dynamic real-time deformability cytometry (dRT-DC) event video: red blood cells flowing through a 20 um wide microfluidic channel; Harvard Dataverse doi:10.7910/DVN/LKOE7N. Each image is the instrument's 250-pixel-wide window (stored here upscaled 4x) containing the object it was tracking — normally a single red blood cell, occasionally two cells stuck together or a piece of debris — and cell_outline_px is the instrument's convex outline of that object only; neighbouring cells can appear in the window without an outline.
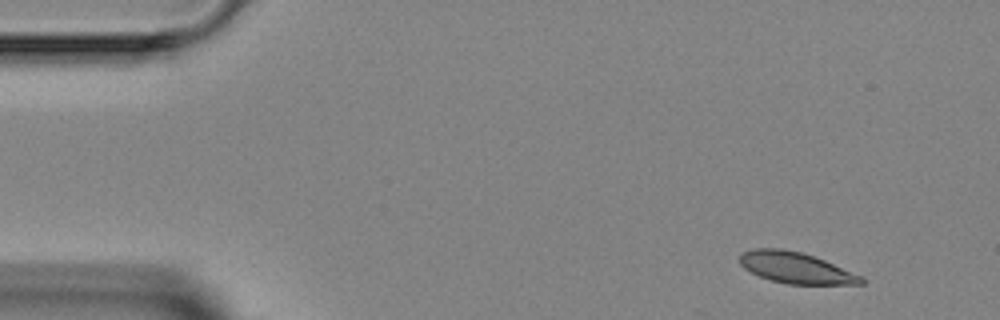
{"species": "Egyptian fruit bat (a non-hibernating species)", "species_latin": "Rousettus aegyptiacus", "temperature_condition": "room temperature", "stored_images_in_passage": 3, "camera_frame_rate_fps": 3000, "um_per_image_px": 0.085, "animal": {"sex": "female"}, "frame": {"image": 1, "passage_image": 1, "time_ms": 0.0, "image_size_px": [1000, 320], "cell_outline_px": [[864, 284], [788, 284], [772, 280], [760, 276], [744, 268], [740, 264], [740, 256], [744, 252], [752, 248], [780, 248], [800, 252], [824, 260], [864, 276]], "centroid_in_image_um": [67.67, 22.76], "position_along_channel_um": 17.3, "area_um2": 21.85}}